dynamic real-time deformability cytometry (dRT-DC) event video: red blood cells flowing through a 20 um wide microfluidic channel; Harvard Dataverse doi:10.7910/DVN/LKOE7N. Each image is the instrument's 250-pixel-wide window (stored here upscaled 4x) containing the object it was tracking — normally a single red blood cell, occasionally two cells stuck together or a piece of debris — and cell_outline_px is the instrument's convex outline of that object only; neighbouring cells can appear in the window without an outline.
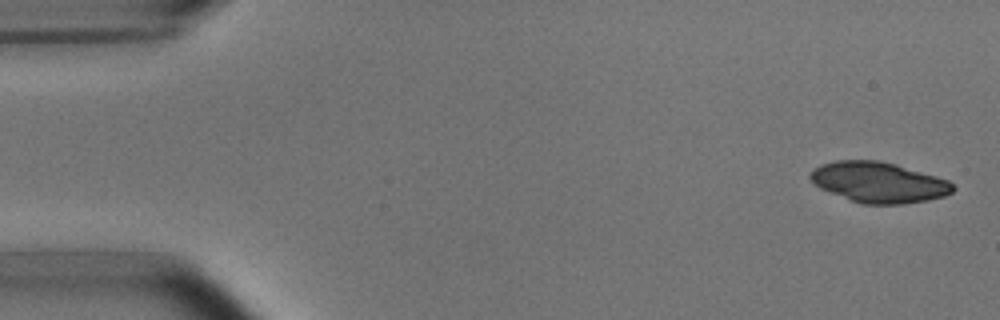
{"species": "common noctule bat (a hibernating species)", "species_latin": "Nyctalus noctula", "temperature_condition": "room temperature", "stored_images_in_passage": 7, "camera_frame_rate_fps": 3000, "um_per_image_px": 0.085, "animal": {"sex": "male", "body_mass_g": 15.6}, "frame": {"image": 1, "passage_image": 1, "time_ms": 0.0, "image_size_px": [1000, 320], "cell_outline_px": [[956, 188], [952, 192], [944, 196], [928, 200], [900, 204], [864, 204], [852, 200], [820, 188], [808, 176], [812, 168], [820, 164], [836, 160], [876, 160], [896, 164], [936, 176], [948, 180]], "centroid_in_image_um": [74.68, 15.48], "position_along_channel_um": 10.3, "area_um2": 33.52}}